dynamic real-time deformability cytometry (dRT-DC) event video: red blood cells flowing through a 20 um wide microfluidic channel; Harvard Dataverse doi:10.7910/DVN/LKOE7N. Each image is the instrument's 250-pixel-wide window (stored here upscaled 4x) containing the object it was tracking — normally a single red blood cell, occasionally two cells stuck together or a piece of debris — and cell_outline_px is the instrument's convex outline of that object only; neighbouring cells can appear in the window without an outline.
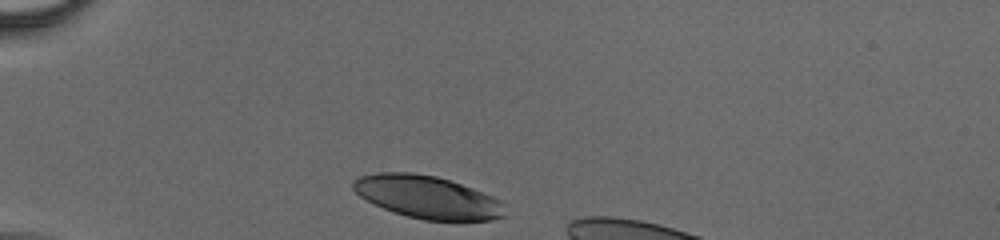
{"species": "human", "species_latin": "Homo sapiens", "temperature_condition": "cold", "stored_images_in_passage": 32, "camera_frame_rate_fps": 3000, "um_per_image_px": 0.085, "donor": {"sex": "male"}, "frame": {"image": 1, "passage_image": 1, "time_ms": 0.0, "image_size_px": [1000, 240], "cell_outline_px": [[508, 204], [504, 216], [492, 220], [424, 220], [392, 212], [360, 196], [352, 188], [352, 180], [360, 176], [380, 172], [412, 172], [436, 176], [472, 188], [492, 196]], "centroid_in_image_um": [36.36, 16.75], "position_along_channel_um": 48.6, "area_um2": 37.69}}
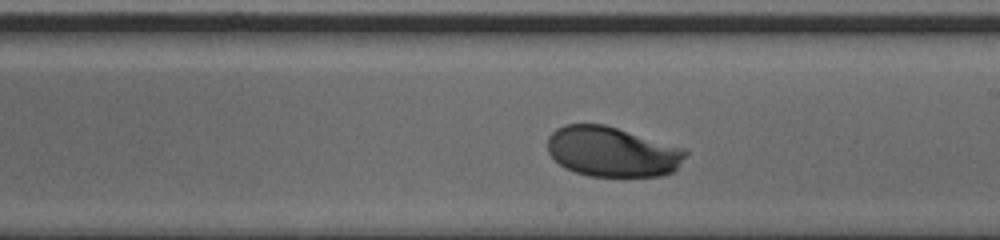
{"frame": {"image": 2, "passage_image": 19, "time_ms": 6.0, "image_size_px": [1000, 240], "cell_outline_px": [[688, 152], [676, 168], [672, 172], [664, 176], [588, 176], [564, 168], [548, 152], [548, 136], [556, 128], [564, 124], [604, 124], [684, 148]], "centroid_in_image_um": [52.01, 12.89], "position_along_channel_um": 237.0, "area_um2": 40.11}}
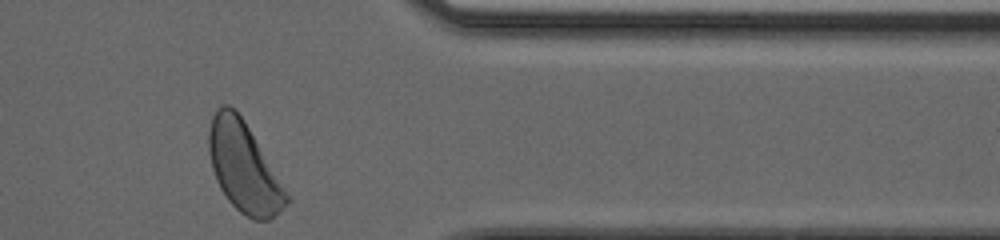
{"frame": {"image": 3, "passage_image": 32, "time_ms": 10.333, "image_size_px": [1000, 240], "cell_outline_px": [[292, 200], [268, 220], [252, 220], [240, 212], [228, 200], [220, 188], [216, 180], [212, 168], [208, 152], [208, 128], [212, 116], [216, 108], [220, 104], [228, 104], [244, 120]], "centroid_in_image_um": [20.69, 14.21], "position_along_channel_um": 390.7, "area_um2": 40.34}}